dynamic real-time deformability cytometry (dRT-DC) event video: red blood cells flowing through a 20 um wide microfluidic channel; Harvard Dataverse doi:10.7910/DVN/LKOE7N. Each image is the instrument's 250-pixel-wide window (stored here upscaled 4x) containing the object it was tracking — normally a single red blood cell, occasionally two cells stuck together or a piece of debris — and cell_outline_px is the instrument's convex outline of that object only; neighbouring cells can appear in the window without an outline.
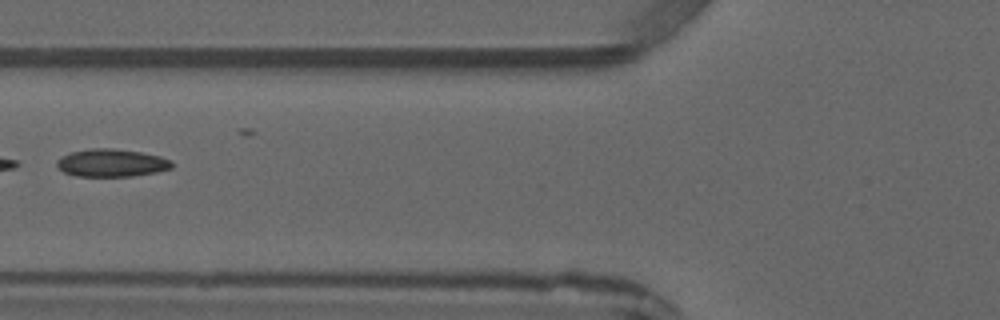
{"species": "common noctule bat (a hibernating species)", "species_latin": "Nyctalus noctula", "temperature_condition": "warm", "stored_images_in_passage": 4, "camera_frame_rate_fps": 3000, "um_per_image_px": 0.085, "animal": {"sex": "male", "forearm_length_mm": 52.5}, "frame": {"image": 1, "passage_image": 4, "time_ms": 3.333, "image_size_px": [1000, 320], "cell_outline_px": [[172, 168], [156, 172], [132, 176], [80, 176], [64, 172], [56, 164], [56, 160], [72, 152], [92, 148], [112, 148], [140, 152], [160, 156], [172, 160]], "centroid_in_image_um": [9.51, 13.84], "position_along_channel_um": 116.3, "area_um2": 18.38}}